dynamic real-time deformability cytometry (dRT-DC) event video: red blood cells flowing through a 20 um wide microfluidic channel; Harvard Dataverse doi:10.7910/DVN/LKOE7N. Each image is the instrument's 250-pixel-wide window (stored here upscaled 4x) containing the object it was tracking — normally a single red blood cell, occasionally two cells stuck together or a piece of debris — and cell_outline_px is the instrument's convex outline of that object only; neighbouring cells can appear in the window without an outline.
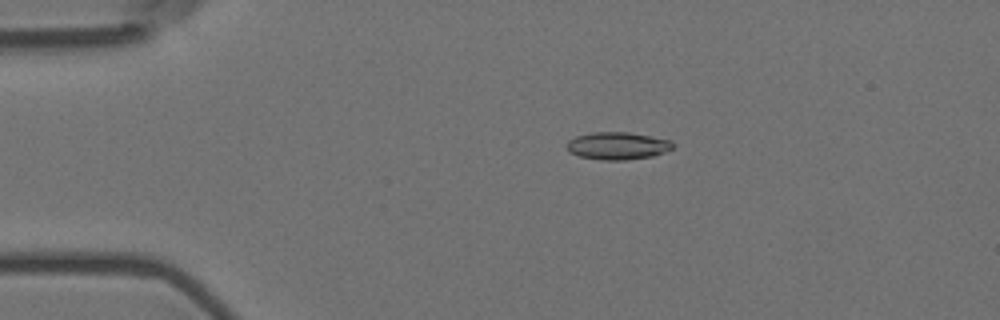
{"species": "Egyptian fruit bat (a non-hibernating species)", "species_latin": "Rousettus aegyptiacus", "temperature_condition": "room temperature", "stored_images_in_passage": 46, "camera_frame_rate_fps": 3000, "um_per_image_px": 0.085, "animal": {"sex": "female"}, "frame": {"image": 1, "passage_image": 1, "time_ms": 0.0, "image_size_px": [1000, 320], "cell_outline_px": [[676, 144], [672, 148], [664, 152], [652, 156], [624, 160], [600, 160], [580, 156], [568, 152], [568, 140], [576, 136], [592, 132], [628, 132], [672, 140]], "centroid_in_image_um": [52.51, 12.39], "position_along_channel_um": 32.5, "area_um2": 16.99}}
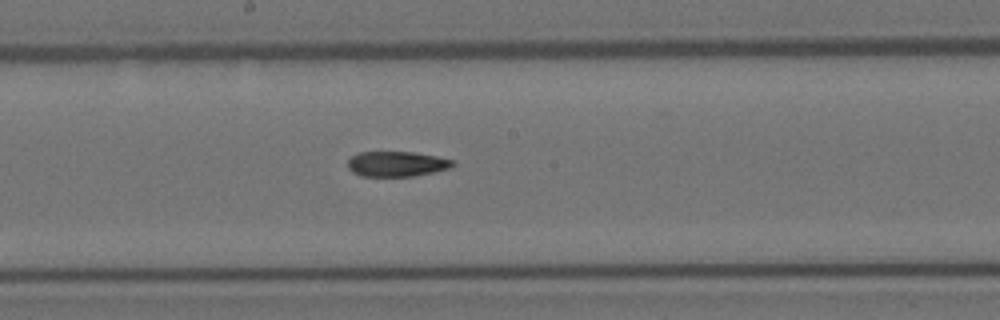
{"frame": {"image": 2, "passage_image": 20, "time_ms": 6.333, "image_size_px": [1000, 320], "cell_outline_px": [[456, 164], [452, 168], [412, 176], [360, 176], [352, 172], [348, 168], [348, 160], [352, 156], [360, 152], [416, 152], [436, 156], [452, 160]], "centroid_in_image_um": [33.72, 13.93], "position_along_channel_um": 214.5, "area_um2": 15.43}}
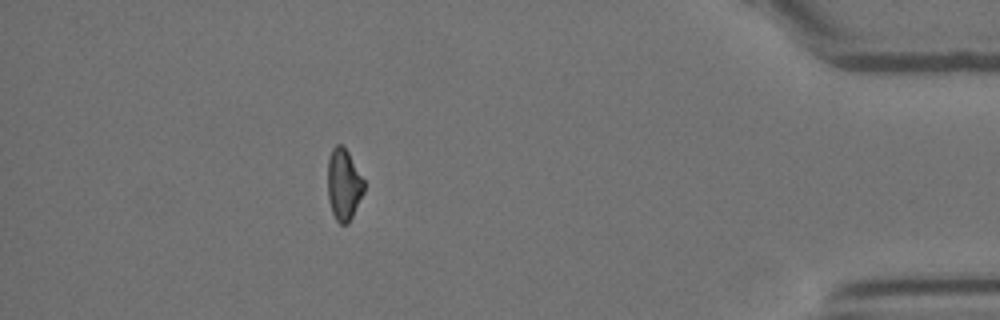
{"frame": {"image": 3, "passage_image": 40, "time_ms": 13.0, "image_size_px": [1000, 320], "cell_outline_px": [[364, 192], [348, 224], [340, 224], [336, 220], [332, 212], [328, 200], [328, 156], [332, 148], [336, 144], [340, 144], [348, 152], [364, 180]], "centroid_in_image_um": [29.2, 15.69], "position_along_channel_um": 406.0, "area_um2": 15.09}, "authors_computed_cell_mechanics": {"area_um2": 16.3285, "velocity_mm_per_s": 3.6013, "shape_relaxation_time_tau1_ms": 8.6112, "shape_relaxation_time_tau2_ms": 9.7287, "deformation_change_tau1": 0.1943, "deformation_change_tau2": 0.1617}}